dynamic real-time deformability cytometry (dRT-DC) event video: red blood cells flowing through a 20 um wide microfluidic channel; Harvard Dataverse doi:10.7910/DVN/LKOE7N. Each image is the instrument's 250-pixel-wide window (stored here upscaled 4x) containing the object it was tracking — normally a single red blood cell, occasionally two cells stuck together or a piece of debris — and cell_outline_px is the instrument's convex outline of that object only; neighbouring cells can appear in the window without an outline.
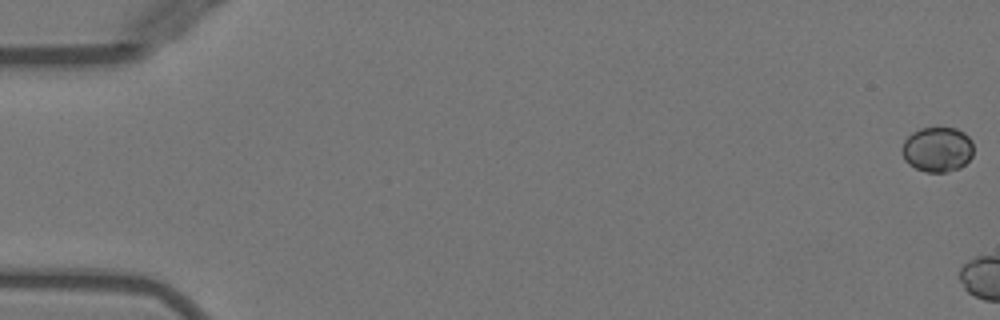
{"species": "Egyptian fruit bat (a non-hibernating species)", "species_latin": "Rousettus aegyptiacus", "temperature_condition": "warm", "stored_images_in_passage": 3, "camera_frame_rate_fps": 3000, "um_per_image_px": 0.085, "animal": {"sex": "female"}, "frame": {"image": 1, "passage_image": 1, "time_ms": 0.0, "image_size_px": [1000, 320], "cell_outline_px": [[972, 156], [960, 168], [948, 172], [924, 172], [908, 164], [904, 160], [900, 152], [900, 148], [904, 140], [912, 132], [920, 128], [956, 128], [964, 132], [972, 140]], "centroid_in_image_um": [79.64, 12.7], "position_along_channel_um": 5.4, "area_um2": 19.02}}